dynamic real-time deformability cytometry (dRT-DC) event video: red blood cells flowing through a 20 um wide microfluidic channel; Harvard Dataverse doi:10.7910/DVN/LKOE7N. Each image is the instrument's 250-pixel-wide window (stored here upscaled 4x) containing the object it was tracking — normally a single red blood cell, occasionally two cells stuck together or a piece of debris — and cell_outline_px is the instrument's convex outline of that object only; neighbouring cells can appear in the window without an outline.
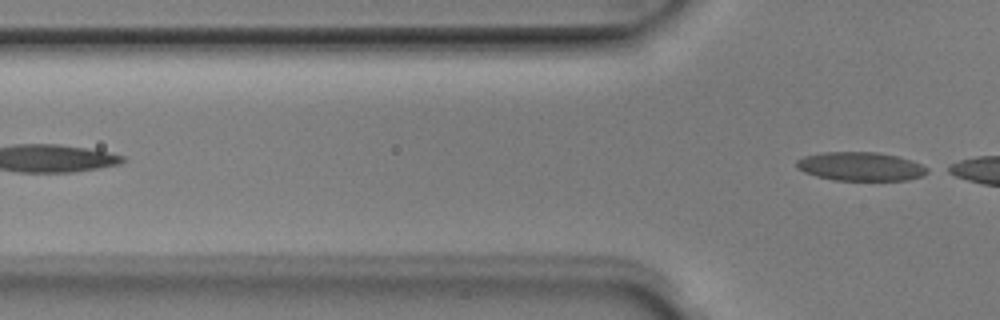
{"species": "Egyptian fruit bat (a non-hibernating species)", "species_latin": "Rousettus aegyptiacus", "temperature_condition": "room temperature", "stored_images_in_passage": 3, "camera_frame_rate_fps": 3000, "um_per_image_px": 0.085, "animal": {"sex": "male"}, "frame": {"image": 1, "passage_image": 3, "time_ms": 0.667, "image_size_px": [1000, 320], "cell_outline_px": [[932, 172], [924, 176], [908, 180], [832, 180], [816, 176], [804, 172], [796, 168], [796, 160], [804, 156], [824, 152], [880, 152], [912, 160], [928, 168]], "centroid_in_image_um": [73.17, 14.15], "position_along_channel_um": 52.6, "area_um2": 22.14}}